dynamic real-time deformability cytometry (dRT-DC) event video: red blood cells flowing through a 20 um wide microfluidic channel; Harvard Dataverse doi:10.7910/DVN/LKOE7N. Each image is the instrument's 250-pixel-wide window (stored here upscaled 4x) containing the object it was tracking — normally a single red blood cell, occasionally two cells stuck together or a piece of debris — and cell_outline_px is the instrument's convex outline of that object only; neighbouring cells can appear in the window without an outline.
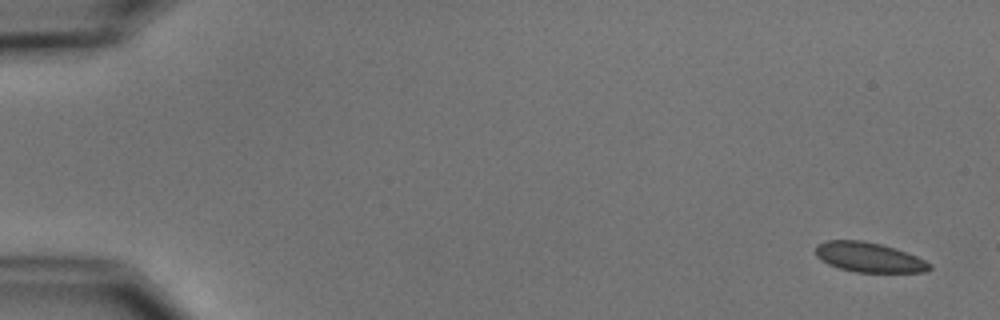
{"species": "common noctule bat (a hibernating species)", "species_latin": "Nyctalus noctula", "temperature_condition": "cold", "stored_images_in_passage": 5, "camera_frame_rate_fps": 3000, "um_per_image_px": 0.085, "animal": {"sex": "male", "body_mass_g": 15.6}, "frame": {"image": 1, "passage_image": 1, "time_ms": 0.0, "image_size_px": [1000, 320], "cell_outline_px": [[932, 268], [924, 272], [856, 272], [840, 268], [828, 264], [820, 260], [816, 256], [816, 244], [828, 240], [864, 240], [880, 244], [916, 256], [932, 264]], "centroid_in_image_um": [73.83, 21.87], "position_along_channel_um": 11.2, "area_um2": 19.65}}
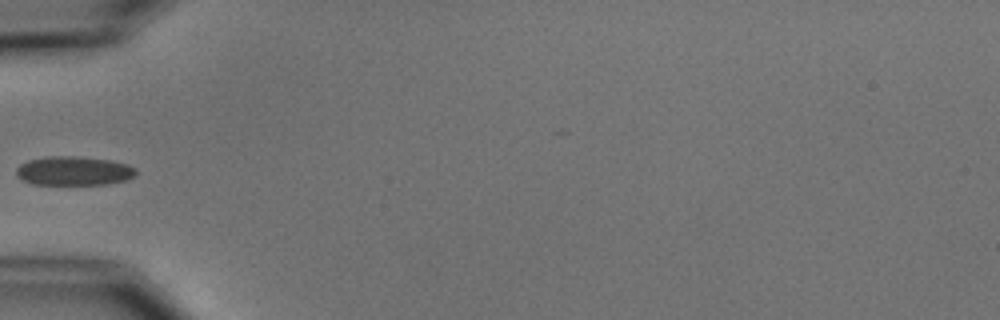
{"frame": {"image": 2, "passage_image": 5, "time_ms": 5.667, "image_size_px": [1000, 320], "cell_outline_px": [[136, 176], [128, 180], [104, 184], [32, 184], [20, 180], [16, 176], [16, 168], [20, 164], [28, 160], [44, 156], [72, 156], [112, 160], [128, 164], [136, 168]], "centroid_in_image_um": [6.26, 14.52], "position_along_channel_um": 78.7, "area_um2": 20.52}}